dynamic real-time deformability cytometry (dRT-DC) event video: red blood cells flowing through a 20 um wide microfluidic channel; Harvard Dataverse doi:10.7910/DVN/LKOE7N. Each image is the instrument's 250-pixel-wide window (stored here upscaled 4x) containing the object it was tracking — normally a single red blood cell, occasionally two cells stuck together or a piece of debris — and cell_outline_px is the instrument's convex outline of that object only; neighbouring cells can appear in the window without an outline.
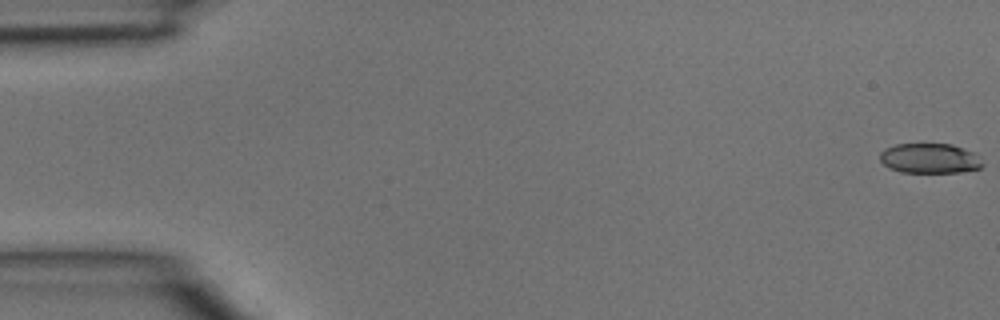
{"species": "common noctule bat (a hibernating species)", "species_latin": "Nyctalus noctula", "temperature_condition": "room temperature", "stored_images_in_passage": 5, "camera_frame_rate_fps": 3000, "um_per_image_px": 0.085, "animal": {"sex": "male", "body_mass_g": 15.6}, "frame": {"image": 1, "passage_image": 1, "time_ms": 0.0, "image_size_px": [1000, 320], "cell_outline_px": [[984, 164], [980, 168], [956, 172], [900, 172], [888, 168], [880, 160], [880, 152], [884, 148], [896, 144], [952, 144], [976, 152], [980, 156]], "centroid_in_image_um": [79.04, 13.45], "position_along_channel_um": 6.0, "area_um2": 18.09}}
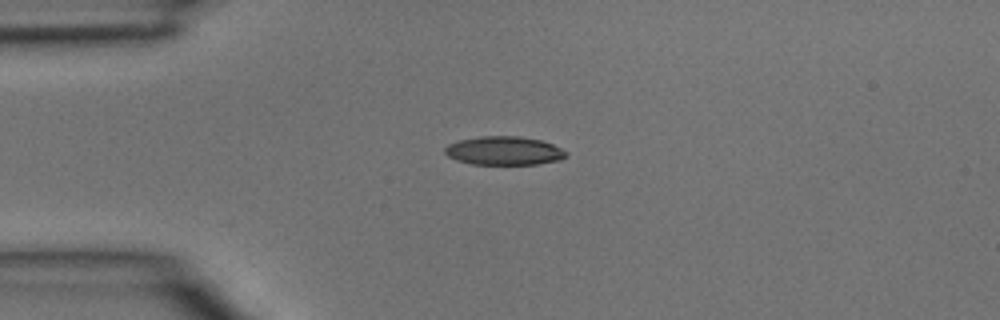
{"frame": {"image": 2, "passage_image": 3, "time_ms": 0.667, "image_size_px": [1000, 320], "cell_outline_px": [[568, 156], [560, 160], [536, 164], [472, 164], [456, 160], [448, 156], [444, 152], [444, 148], [448, 144], [460, 140], [480, 136], [516, 136], [540, 140], [552, 144], [568, 152]], "centroid_in_image_um": [42.84, 12.81], "position_along_channel_um": 42.2, "area_um2": 20.17}}
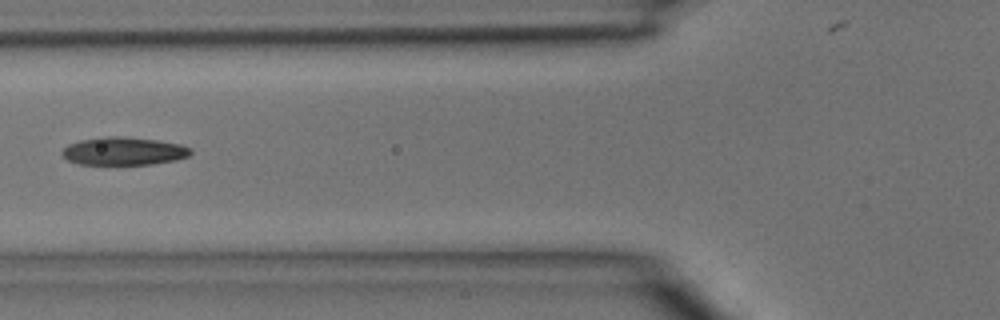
{"frame": {"image": 3, "passage_image": 5, "time_ms": 1.333, "image_size_px": [1000, 320], "cell_outline_px": [[192, 152], [188, 156], [176, 160], [152, 164], [80, 164], [68, 160], [60, 152], [68, 144], [80, 140], [104, 136], [124, 136], [156, 140], [180, 144], [192, 148]], "centroid_in_image_um": [10.52, 12.84], "position_along_channel_um": 115.3, "area_um2": 20.98}}